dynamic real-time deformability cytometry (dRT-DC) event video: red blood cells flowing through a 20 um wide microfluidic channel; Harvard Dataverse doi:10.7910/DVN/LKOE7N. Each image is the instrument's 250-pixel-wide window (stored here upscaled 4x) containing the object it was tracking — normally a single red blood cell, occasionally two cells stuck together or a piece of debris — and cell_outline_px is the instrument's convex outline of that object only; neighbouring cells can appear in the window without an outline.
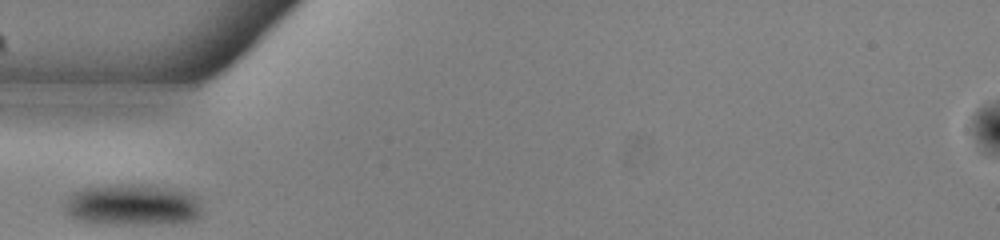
{"species": "common noctule bat (a hibernating species)", "species_latin": "Nyctalus noctula", "temperature_condition": "warm", "stored_images_in_passage": 26, "camera_frame_rate_fps": 3000, "um_per_image_px": 0.085, "animal": {"sex": "male", "body_mass_g": 13.0, "forearm_length_mm": 53.1}, "frame": {"image": 1, "passage_image": 1, "time_ms": 0.0, "image_size_px": [1000, 240], "cell_outline_px": [[204, 212], [200, 216], [192, 220], [172, 224], [96, 224], [76, 220], [64, 212], [64, 204], [68, 196], [72, 192], [84, 188], [116, 184], [148, 184], [184, 192], [200, 196]], "centroid_in_image_um": [11.28, 17.43], "position_along_channel_um": 73.7, "area_um2": 34.04}}
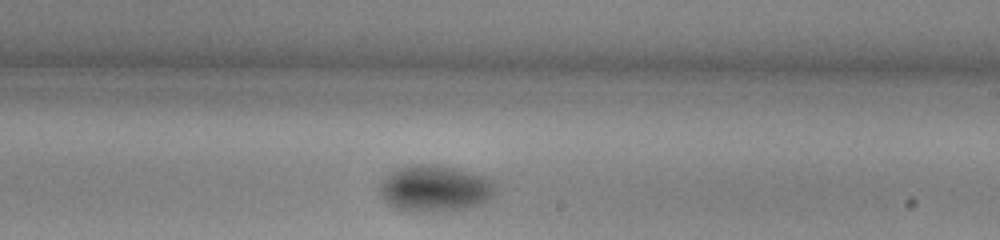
{"frame": {"image": 2, "passage_image": 15, "time_ms": 4.667, "image_size_px": [1000, 240], "cell_outline_px": [[496, 192], [488, 200], [480, 204], [460, 208], [432, 212], [412, 212], [396, 208], [388, 204], [384, 200], [380, 192], [380, 184], [384, 176], [396, 168], [404, 164], [432, 164], [452, 168], [484, 176], [496, 184]], "centroid_in_image_um": [36.92, 16.01], "position_along_channel_um": 252.1, "area_um2": 31.33}}
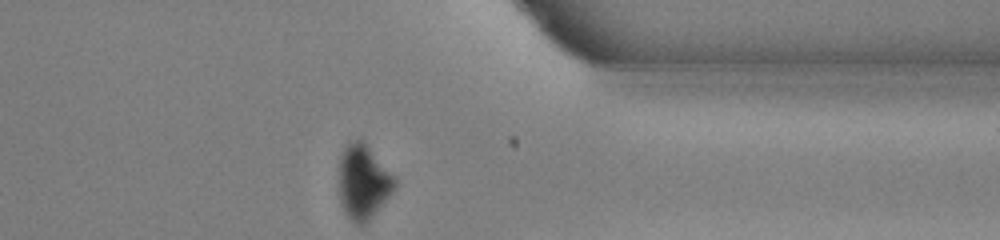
{"frame": {"image": 3, "passage_image": 26, "time_ms": 8.333, "image_size_px": [1000, 240], "cell_outline_px": [[396, 188], [376, 212], [364, 224], [356, 224], [344, 212], [340, 204], [340, 156], [344, 148], [352, 140], [364, 140], [396, 180]], "centroid_in_image_um": [30.87, 15.46], "position_along_channel_um": 380.5, "area_um2": 23.81}}